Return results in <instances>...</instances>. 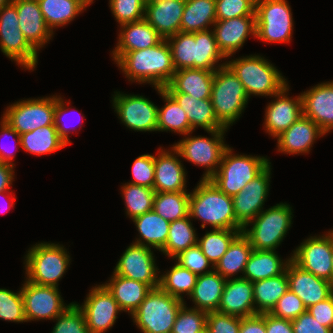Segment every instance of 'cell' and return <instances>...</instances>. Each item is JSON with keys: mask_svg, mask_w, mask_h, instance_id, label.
Listing matches in <instances>:
<instances>
[{"mask_svg": "<svg viewBox=\"0 0 333 333\" xmlns=\"http://www.w3.org/2000/svg\"><path fill=\"white\" fill-rule=\"evenodd\" d=\"M116 64L130 80L158 88L167 86L176 71L166 39L150 48L126 52Z\"/></svg>", "mask_w": 333, "mask_h": 333, "instance_id": "1", "label": "cell"}, {"mask_svg": "<svg viewBox=\"0 0 333 333\" xmlns=\"http://www.w3.org/2000/svg\"><path fill=\"white\" fill-rule=\"evenodd\" d=\"M166 40L175 70L193 68L215 71V63L226 58L218 48L213 31H180Z\"/></svg>", "mask_w": 333, "mask_h": 333, "instance_id": "2", "label": "cell"}, {"mask_svg": "<svg viewBox=\"0 0 333 333\" xmlns=\"http://www.w3.org/2000/svg\"><path fill=\"white\" fill-rule=\"evenodd\" d=\"M189 216L208 223L214 229L243 230L236 223L233 199L217 188L210 179H202L190 193Z\"/></svg>", "mask_w": 333, "mask_h": 333, "instance_id": "3", "label": "cell"}, {"mask_svg": "<svg viewBox=\"0 0 333 333\" xmlns=\"http://www.w3.org/2000/svg\"><path fill=\"white\" fill-rule=\"evenodd\" d=\"M248 95L242 82L226 63L215 70L211 89V102L218 121L228 129L243 112Z\"/></svg>", "mask_w": 333, "mask_h": 333, "instance_id": "4", "label": "cell"}, {"mask_svg": "<svg viewBox=\"0 0 333 333\" xmlns=\"http://www.w3.org/2000/svg\"><path fill=\"white\" fill-rule=\"evenodd\" d=\"M226 65L242 82L248 97L252 94L272 97L288 85L278 69L259 55L232 60Z\"/></svg>", "mask_w": 333, "mask_h": 333, "instance_id": "5", "label": "cell"}, {"mask_svg": "<svg viewBox=\"0 0 333 333\" xmlns=\"http://www.w3.org/2000/svg\"><path fill=\"white\" fill-rule=\"evenodd\" d=\"M184 300L171 296L160 287L153 288L131 315L143 333H171Z\"/></svg>", "mask_w": 333, "mask_h": 333, "instance_id": "6", "label": "cell"}, {"mask_svg": "<svg viewBox=\"0 0 333 333\" xmlns=\"http://www.w3.org/2000/svg\"><path fill=\"white\" fill-rule=\"evenodd\" d=\"M269 164L271 163L265 157L232 155V149L228 147L223 154L219 170L210 180L226 195L233 197Z\"/></svg>", "mask_w": 333, "mask_h": 333, "instance_id": "7", "label": "cell"}, {"mask_svg": "<svg viewBox=\"0 0 333 333\" xmlns=\"http://www.w3.org/2000/svg\"><path fill=\"white\" fill-rule=\"evenodd\" d=\"M291 210L286 203L276 204L261 211L243 228L242 233L249 239L254 250H276L291 227ZM250 223L253 226L246 229Z\"/></svg>", "mask_w": 333, "mask_h": 333, "instance_id": "8", "label": "cell"}, {"mask_svg": "<svg viewBox=\"0 0 333 333\" xmlns=\"http://www.w3.org/2000/svg\"><path fill=\"white\" fill-rule=\"evenodd\" d=\"M63 246L54 243H40L29 249L25 259L27 281L38 285L58 287L70 262V256Z\"/></svg>", "mask_w": 333, "mask_h": 333, "instance_id": "9", "label": "cell"}, {"mask_svg": "<svg viewBox=\"0 0 333 333\" xmlns=\"http://www.w3.org/2000/svg\"><path fill=\"white\" fill-rule=\"evenodd\" d=\"M286 0H256V38L265 42H289L293 18Z\"/></svg>", "mask_w": 333, "mask_h": 333, "instance_id": "10", "label": "cell"}, {"mask_svg": "<svg viewBox=\"0 0 333 333\" xmlns=\"http://www.w3.org/2000/svg\"><path fill=\"white\" fill-rule=\"evenodd\" d=\"M0 49L26 69L33 70L37 65L38 51L28 43L19 29L17 9L12 2L0 9Z\"/></svg>", "mask_w": 333, "mask_h": 333, "instance_id": "11", "label": "cell"}, {"mask_svg": "<svg viewBox=\"0 0 333 333\" xmlns=\"http://www.w3.org/2000/svg\"><path fill=\"white\" fill-rule=\"evenodd\" d=\"M226 130L209 131L213 138L186 137L173 145L174 154L193 162V164L206 167L207 171L202 179H210L218 170L225 150L229 147L224 144L223 135ZM217 168V169H216Z\"/></svg>", "mask_w": 333, "mask_h": 333, "instance_id": "12", "label": "cell"}, {"mask_svg": "<svg viewBox=\"0 0 333 333\" xmlns=\"http://www.w3.org/2000/svg\"><path fill=\"white\" fill-rule=\"evenodd\" d=\"M55 96L27 99L7 107L3 119L19 134L54 125Z\"/></svg>", "mask_w": 333, "mask_h": 333, "instance_id": "13", "label": "cell"}, {"mask_svg": "<svg viewBox=\"0 0 333 333\" xmlns=\"http://www.w3.org/2000/svg\"><path fill=\"white\" fill-rule=\"evenodd\" d=\"M333 230L306 239L294 250L291 260L302 269L333 283Z\"/></svg>", "mask_w": 333, "mask_h": 333, "instance_id": "14", "label": "cell"}, {"mask_svg": "<svg viewBox=\"0 0 333 333\" xmlns=\"http://www.w3.org/2000/svg\"><path fill=\"white\" fill-rule=\"evenodd\" d=\"M21 294L27 321L54 320L69 307L64 305L58 287L55 286L38 285L26 280Z\"/></svg>", "mask_w": 333, "mask_h": 333, "instance_id": "15", "label": "cell"}, {"mask_svg": "<svg viewBox=\"0 0 333 333\" xmlns=\"http://www.w3.org/2000/svg\"><path fill=\"white\" fill-rule=\"evenodd\" d=\"M113 107L128 128L145 132L157 131L158 107L147 98L116 92Z\"/></svg>", "mask_w": 333, "mask_h": 333, "instance_id": "16", "label": "cell"}, {"mask_svg": "<svg viewBox=\"0 0 333 333\" xmlns=\"http://www.w3.org/2000/svg\"><path fill=\"white\" fill-rule=\"evenodd\" d=\"M91 333H104L111 328L122 311L112 294L102 284L92 288L84 304L78 305Z\"/></svg>", "mask_w": 333, "mask_h": 333, "instance_id": "17", "label": "cell"}, {"mask_svg": "<svg viewBox=\"0 0 333 333\" xmlns=\"http://www.w3.org/2000/svg\"><path fill=\"white\" fill-rule=\"evenodd\" d=\"M270 164L232 197L236 223L243 229L262 210L269 191Z\"/></svg>", "mask_w": 333, "mask_h": 333, "instance_id": "18", "label": "cell"}, {"mask_svg": "<svg viewBox=\"0 0 333 333\" xmlns=\"http://www.w3.org/2000/svg\"><path fill=\"white\" fill-rule=\"evenodd\" d=\"M157 270L151 248L133 243L121 256L114 273L148 284L153 289L159 287Z\"/></svg>", "mask_w": 333, "mask_h": 333, "instance_id": "19", "label": "cell"}, {"mask_svg": "<svg viewBox=\"0 0 333 333\" xmlns=\"http://www.w3.org/2000/svg\"><path fill=\"white\" fill-rule=\"evenodd\" d=\"M286 272L289 289L303 301L306 308L333 294V283L302 269L291 259L286 266Z\"/></svg>", "mask_w": 333, "mask_h": 333, "instance_id": "20", "label": "cell"}, {"mask_svg": "<svg viewBox=\"0 0 333 333\" xmlns=\"http://www.w3.org/2000/svg\"><path fill=\"white\" fill-rule=\"evenodd\" d=\"M186 0H151L145 4L144 19L163 38L180 32Z\"/></svg>", "mask_w": 333, "mask_h": 333, "instance_id": "21", "label": "cell"}, {"mask_svg": "<svg viewBox=\"0 0 333 333\" xmlns=\"http://www.w3.org/2000/svg\"><path fill=\"white\" fill-rule=\"evenodd\" d=\"M288 90L289 87L287 85L274 95L277 99L269 103L266 108L265 130L274 138L287 130L303 115L301 95L291 99L285 94Z\"/></svg>", "mask_w": 333, "mask_h": 333, "instance_id": "22", "label": "cell"}, {"mask_svg": "<svg viewBox=\"0 0 333 333\" xmlns=\"http://www.w3.org/2000/svg\"><path fill=\"white\" fill-rule=\"evenodd\" d=\"M213 26L218 48L225 57H230L243 46L250 34L256 36V16L216 20Z\"/></svg>", "mask_w": 333, "mask_h": 333, "instance_id": "23", "label": "cell"}, {"mask_svg": "<svg viewBox=\"0 0 333 333\" xmlns=\"http://www.w3.org/2000/svg\"><path fill=\"white\" fill-rule=\"evenodd\" d=\"M303 116L312 119L326 134L333 129V81L301 94Z\"/></svg>", "mask_w": 333, "mask_h": 333, "instance_id": "24", "label": "cell"}, {"mask_svg": "<svg viewBox=\"0 0 333 333\" xmlns=\"http://www.w3.org/2000/svg\"><path fill=\"white\" fill-rule=\"evenodd\" d=\"M253 282L242 277L226 279L217 312L241 318L258 314L255 311Z\"/></svg>", "mask_w": 333, "mask_h": 333, "instance_id": "25", "label": "cell"}, {"mask_svg": "<svg viewBox=\"0 0 333 333\" xmlns=\"http://www.w3.org/2000/svg\"><path fill=\"white\" fill-rule=\"evenodd\" d=\"M16 6L19 29L28 43L37 51L51 39L53 32L47 26L37 0H12Z\"/></svg>", "mask_w": 333, "mask_h": 333, "instance_id": "26", "label": "cell"}, {"mask_svg": "<svg viewBox=\"0 0 333 333\" xmlns=\"http://www.w3.org/2000/svg\"><path fill=\"white\" fill-rule=\"evenodd\" d=\"M120 26L119 42L112 52L115 62L126 52L153 47L163 39L144 18Z\"/></svg>", "mask_w": 333, "mask_h": 333, "instance_id": "27", "label": "cell"}, {"mask_svg": "<svg viewBox=\"0 0 333 333\" xmlns=\"http://www.w3.org/2000/svg\"><path fill=\"white\" fill-rule=\"evenodd\" d=\"M325 133L309 118L301 116L287 130L277 136L278 150L289 154L308 153L314 140Z\"/></svg>", "mask_w": 333, "mask_h": 333, "instance_id": "28", "label": "cell"}, {"mask_svg": "<svg viewBox=\"0 0 333 333\" xmlns=\"http://www.w3.org/2000/svg\"><path fill=\"white\" fill-rule=\"evenodd\" d=\"M155 157V176L153 189L155 192H187L186 173L181 161L171 152L163 149Z\"/></svg>", "mask_w": 333, "mask_h": 333, "instance_id": "29", "label": "cell"}, {"mask_svg": "<svg viewBox=\"0 0 333 333\" xmlns=\"http://www.w3.org/2000/svg\"><path fill=\"white\" fill-rule=\"evenodd\" d=\"M214 73L215 71L193 68L176 70L164 89L167 92L186 93L195 99H208L211 97Z\"/></svg>", "mask_w": 333, "mask_h": 333, "instance_id": "30", "label": "cell"}, {"mask_svg": "<svg viewBox=\"0 0 333 333\" xmlns=\"http://www.w3.org/2000/svg\"><path fill=\"white\" fill-rule=\"evenodd\" d=\"M186 112L192 130L200 126L207 132L227 130L217 119L211 99H195L186 93L168 92Z\"/></svg>", "mask_w": 333, "mask_h": 333, "instance_id": "31", "label": "cell"}, {"mask_svg": "<svg viewBox=\"0 0 333 333\" xmlns=\"http://www.w3.org/2000/svg\"><path fill=\"white\" fill-rule=\"evenodd\" d=\"M117 301L122 311L131 315L138 309L152 288L143 282L113 273L110 283L103 284Z\"/></svg>", "mask_w": 333, "mask_h": 333, "instance_id": "32", "label": "cell"}, {"mask_svg": "<svg viewBox=\"0 0 333 333\" xmlns=\"http://www.w3.org/2000/svg\"><path fill=\"white\" fill-rule=\"evenodd\" d=\"M226 279L218 272L212 271L197 277L196 285L189 295L196 307L205 312L218 311Z\"/></svg>", "mask_w": 333, "mask_h": 333, "instance_id": "33", "label": "cell"}, {"mask_svg": "<svg viewBox=\"0 0 333 333\" xmlns=\"http://www.w3.org/2000/svg\"><path fill=\"white\" fill-rule=\"evenodd\" d=\"M291 258L282 262L274 250H254L246 263L243 278L250 282L278 276L286 270Z\"/></svg>", "mask_w": 333, "mask_h": 333, "instance_id": "34", "label": "cell"}, {"mask_svg": "<svg viewBox=\"0 0 333 333\" xmlns=\"http://www.w3.org/2000/svg\"><path fill=\"white\" fill-rule=\"evenodd\" d=\"M138 228L140 236L145 240L138 239L134 243L146 247H153L161 251L168 238L170 222L164 220L156 212L149 211L132 219ZM146 242V244H145Z\"/></svg>", "mask_w": 333, "mask_h": 333, "instance_id": "35", "label": "cell"}, {"mask_svg": "<svg viewBox=\"0 0 333 333\" xmlns=\"http://www.w3.org/2000/svg\"><path fill=\"white\" fill-rule=\"evenodd\" d=\"M216 22L215 0H186L181 20V32L208 30V25Z\"/></svg>", "mask_w": 333, "mask_h": 333, "instance_id": "36", "label": "cell"}, {"mask_svg": "<svg viewBox=\"0 0 333 333\" xmlns=\"http://www.w3.org/2000/svg\"><path fill=\"white\" fill-rule=\"evenodd\" d=\"M289 290L286 270L275 277L253 282L255 311L269 313L277 301Z\"/></svg>", "mask_w": 333, "mask_h": 333, "instance_id": "37", "label": "cell"}, {"mask_svg": "<svg viewBox=\"0 0 333 333\" xmlns=\"http://www.w3.org/2000/svg\"><path fill=\"white\" fill-rule=\"evenodd\" d=\"M166 102L163 108H158L157 131H173L183 135L193 132L186 112L176 100L164 89L155 87Z\"/></svg>", "mask_w": 333, "mask_h": 333, "instance_id": "38", "label": "cell"}, {"mask_svg": "<svg viewBox=\"0 0 333 333\" xmlns=\"http://www.w3.org/2000/svg\"><path fill=\"white\" fill-rule=\"evenodd\" d=\"M253 251L249 239L241 232L230 244L226 253L214 266L223 278L229 279L237 272L244 273L248 258Z\"/></svg>", "mask_w": 333, "mask_h": 333, "instance_id": "39", "label": "cell"}, {"mask_svg": "<svg viewBox=\"0 0 333 333\" xmlns=\"http://www.w3.org/2000/svg\"><path fill=\"white\" fill-rule=\"evenodd\" d=\"M47 26H64L86 8L81 0H37Z\"/></svg>", "mask_w": 333, "mask_h": 333, "instance_id": "40", "label": "cell"}, {"mask_svg": "<svg viewBox=\"0 0 333 333\" xmlns=\"http://www.w3.org/2000/svg\"><path fill=\"white\" fill-rule=\"evenodd\" d=\"M20 138L23 150L35 155L55 152L66 146L54 125L36 128L34 131L21 134Z\"/></svg>", "mask_w": 333, "mask_h": 333, "instance_id": "41", "label": "cell"}, {"mask_svg": "<svg viewBox=\"0 0 333 333\" xmlns=\"http://www.w3.org/2000/svg\"><path fill=\"white\" fill-rule=\"evenodd\" d=\"M190 216L170 222L167 242L161 250L165 255L174 258L180 252L197 245L195 229Z\"/></svg>", "mask_w": 333, "mask_h": 333, "instance_id": "42", "label": "cell"}, {"mask_svg": "<svg viewBox=\"0 0 333 333\" xmlns=\"http://www.w3.org/2000/svg\"><path fill=\"white\" fill-rule=\"evenodd\" d=\"M187 192H157L154 197L153 211L169 222L189 215Z\"/></svg>", "mask_w": 333, "mask_h": 333, "instance_id": "43", "label": "cell"}, {"mask_svg": "<svg viewBox=\"0 0 333 333\" xmlns=\"http://www.w3.org/2000/svg\"><path fill=\"white\" fill-rule=\"evenodd\" d=\"M242 232V230L231 229H213L207 232L197 245L201 248L202 253L212 264V269L228 250L232 241Z\"/></svg>", "mask_w": 333, "mask_h": 333, "instance_id": "44", "label": "cell"}, {"mask_svg": "<svg viewBox=\"0 0 333 333\" xmlns=\"http://www.w3.org/2000/svg\"><path fill=\"white\" fill-rule=\"evenodd\" d=\"M197 275L176 263L170 271L159 277V287L181 300V293L190 295L196 285Z\"/></svg>", "mask_w": 333, "mask_h": 333, "instance_id": "45", "label": "cell"}, {"mask_svg": "<svg viewBox=\"0 0 333 333\" xmlns=\"http://www.w3.org/2000/svg\"><path fill=\"white\" fill-rule=\"evenodd\" d=\"M126 213L132 219L153 210L155 190L153 188L127 183L122 186Z\"/></svg>", "mask_w": 333, "mask_h": 333, "instance_id": "46", "label": "cell"}, {"mask_svg": "<svg viewBox=\"0 0 333 333\" xmlns=\"http://www.w3.org/2000/svg\"><path fill=\"white\" fill-rule=\"evenodd\" d=\"M207 315L202 310L188 309L184 304L176 316L171 333H198L206 328Z\"/></svg>", "mask_w": 333, "mask_h": 333, "instance_id": "47", "label": "cell"}, {"mask_svg": "<svg viewBox=\"0 0 333 333\" xmlns=\"http://www.w3.org/2000/svg\"><path fill=\"white\" fill-rule=\"evenodd\" d=\"M55 319L57 323L52 333H91L84 314L76 303H70L69 307Z\"/></svg>", "mask_w": 333, "mask_h": 333, "instance_id": "48", "label": "cell"}, {"mask_svg": "<svg viewBox=\"0 0 333 333\" xmlns=\"http://www.w3.org/2000/svg\"><path fill=\"white\" fill-rule=\"evenodd\" d=\"M0 319L27 322L21 290L18 293L0 288Z\"/></svg>", "mask_w": 333, "mask_h": 333, "instance_id": "49", "label": "cell"}, {"mask_svg": "<svg viewBox=\"0 0 333 333\" xmlns=\"http://www.w3.org/2000/svg\"><path fill=\"white\" fill-rule=\"evenodd\" d=\"M111 11L122 25L142 20L145 14L144 0H109Z\"/></svg>", "mask_w": 333, "mask_h": 333, "instance_id": "50", "label": "cell"}, {"mask_svg": "<svg viewBox=\"0 0 333 333\" xmlns=\"http://www.w3.org/2000/svg\"><path fill=\"white\" fill-rule=\"evenodd\" d=\"M256 0H215L216 20L255 15Z\"/></svg>", "mask_w": 333, "mask_h": 333, "instance_id": "51", "label": "cell"}, {"mask_svg": "<svg viewBox=\"0 0 333 333\" xmlns=\"http://www.w3.org/2000/svg\"><path fill=\"white\" fill-rule=\"evenodd\" d=\"M306 311L307 308L304 306L303 301L289 289L280 297L269 313L277 318L292 321Z\"/></svg>", "mask_w": 333, "mask_h": 333, "instance_id": "52", "label": "cell"}, {"mask_svg": "<svg viewBox=\"0 0 333 333\" xmlns=\"http://www.w3.org/2000/svg\"><path fill=\"white\" fill-rule=\"evenodd\" d=\"M174 258L177 260L176 262L181 267L190 270L197 276L212 272V269L206 270L211 263L208 258L202 253V250L198 245H195L180 252Z\"/></svg>", "mask_w": 333, "mask_h": 333, "instance_id": "53", "label": "cell"}, {"mask_svg": "<svg viewBox=\"0 0 333 333\" xmlns=\"http://www.w3.org/2000/svg\"><path fill=\"white\" fill-rule=\"evenodd\" d=\"M155 156L144 154L136 158L132 165L133 181L130 184L153 188L155 176Z\"/></svg>", "mask_w": 333, "mask_h": 333, "instance_id": "54", "label": "cell"}, {"mask_svg": "<svg viewBox=\"0 0 333 333\" xmlns=\"http://www.w3.org/2000/svg\"><path fill=\"white\" fill-rule=\"evenodd\" d=\"M206 328L208 333H239L240 317L220 312H208Z\"/></svg>", "mask_w": 333, "mask_h": 333, "instance_id": "55", "label": "cell"}, {"mask_svg": "<svg viewBox=\"0 0 333 333\" xmlns=\"http://www.w3.org/2000/svg\"><path fill=\"white\" fill-rule=\"evenodd\" d=\"M294 333H333L331 328L319 323L308 311L291 321Z\"/></svg>", "mask_w": 333, "mask_h": 333, "instance_id": "56", "label": "cell"}, {"mask_svg": "<svg viewBox=\"0 0 333 333\" xmlns=\"http://www.w3.org/2000/svg\"><path fill=\"white\" fill-rule=\"evenodd\" d=\"M307 311L325 327L333 330V294L324 301L318 302Z\"/></svg>", "mask_w": 333, "mask_h": 333, "instance_id": "57", "label": "cell"}, {"mask_svg": "<svg viewBox=\"0 0 333 333\" xmlns=\"http://www.w3.org/2000/svg\"><path fill=\"white\" fill-rule=\"evenodd\" d=\"M239 333H266L265 313L252 316L240 317Z\"/></svg>", "mask_w": 333, "mask_h": 333, "instance_id": "58", "label": "cell"}, {"mask_svg": "<svg viewBox=\"0 0 333 333\" xmlns=\"http://www.w3.org/2000/svg\"><path fill=\"white\" fill-rule=\"evenodd\" d=\"M64 106V101L62 98L55 96V112H54V126L58 132L59 137L68 145L70 143L68 138V133L70 130L61 123V117L68 113V109Z\"/></svg>", "mask_w": 333, "mask_h": 333, "instance_id": "59", "label": "cell"}, {"mask_svg": "<svg viewBox=\"0 0 333 333\" xmlns=\"http://www.w3.org/2000/svg\"><path fill=\"white\" fill-rule=\"evenodd\" d=\"M266 333H294L290 320L277 318L270 313H265Z\"/></svg>", "mask_w": 333, "mask_h": 333, "instance_id": "60", "label": "cell"}, {"mask_svg": "<svg viewBox=\"0 0 333 333\" xmlns=\"http://www.w3.org/2000/svg\"><path fill=\"white\" fill-rule=\"evenodd\" d=\"M1 135H6V136H15L16 137V141L18 145H21V138L20 135L7 123L6 120H4L2 118L1 120ZM14 148V147H13ZM14 155L12 152H9V150L7 151L6 149H4L3 147L0 148V163H7V164H12L11 161L14 158Z\"/></svg>", "mask_w": 333, "mask_h": 333, "instance_id": "61", "label": "cell"}, {"mask_svg": "<svg viewBox=\"0 0 333 333\" xmlns=\"http://www.w3.org/2000/svg\"><path fill=\"white\" fill-rule=\"evenodd\" d=\"M14 165L0 163V192L9 190L14 177Z\"/></svg>", "mask_w": 333, "mask_h": 333, "instance_id": "62", "label": "cell"}, {"mask_svg": "<svg viewBox=\"0 0 333 333\" xmlns=\"http://www.w3.org/2000/svg\"><path fill=\"white\" fill-rule=\"evenodd\" d=\"M4 193H7V192H6V191L0 192V195H2V194L4 195ZM12 203H13V201L11 202V204L7 203V204L9 205V206H8L9 208L12 207V206L14 205V204H12ZM7 204H6V205H7ZM4 205H5V204H4ZM6 205H5V207H7ZM5 207L3 206V208H5ZM8 207H7V209H8ZM7 209H6V211H4V209L1 210V213H2V212H3V213L7 212Z\"/></svg>", "mask_w": 333, "mask_h": 333, "instance_id": "63", "label": "cell"}, {"mask_svg": "<svg viewBox=\"0 0 333 333\" xmlns=\"http://www.w3.org/2000/svg\"><path fill=\"white\" fill-rule=\"evenodd\" d=\"M11 2L12 0H0V9Z\"/></svg>", "mask_w": 333, "mask_h": 333, "instance_id": "64", "label": "cell"}, {"mask_svg": "<svg viewBox=\"0 0 333 333\" xmlns=\"http://www.w3.org/2000/svg\"><path fill=\"white\" fill-rule=\"evenodd\" d=\"M86 6L93 2V0H81Z\"/></svg>", "mask_w": 333, "mask_h": 333, "instance_id": "65", "label": "cell"}, {"mask_svg": "<svg viewBox=\"0 0 333 333\" xmlns=\"http://www.w3.org/2000/svg\"><path fill=\"white\" fill-rule=\"evenodd\" d=\"M198 333H208V330H207V328H205V329L201 330V331L198 332Z\"/></svg>", "mask_w": 333, "mask_h": 333, "instance_id": "66", "label": "cell"}]
</instances>
